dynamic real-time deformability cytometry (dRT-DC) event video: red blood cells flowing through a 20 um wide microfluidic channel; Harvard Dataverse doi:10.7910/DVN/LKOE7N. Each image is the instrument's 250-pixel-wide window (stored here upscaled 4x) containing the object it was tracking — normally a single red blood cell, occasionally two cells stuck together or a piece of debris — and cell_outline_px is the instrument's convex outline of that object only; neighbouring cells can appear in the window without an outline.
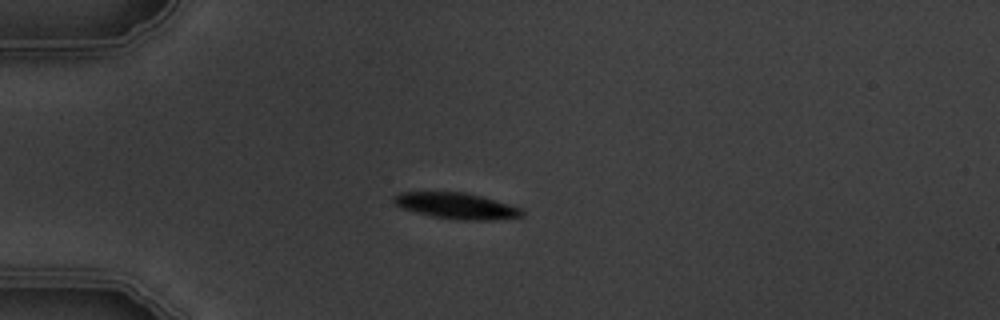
{"species": "common noctule bat (a hibernating species)", "species_latin": "Nyctalus noctula", "temperature_condition": "warm", "stored_images_in_passage": 7, "camera_frame_rate_fps": 3000, "um_per_image_px": 0.085, "animal": {"sex": "male", "body_mass_g": 19.5, "forearm_length_mm": 54.6}, "frame": {"image": 1, "passage_image": 3, "time_ms": 3.333, "image_size_px": [1000, 320], "cell_outline_px": [[524, 216], [492, 220], [460, 220], [432, 216], [400, 208], [392, 200], [392, 196], [400, 192], [464, 192], [480, 196], [508, 204], [520, 208], [524, 212]], "centroid_in_image_um": [38.76, 17.5], "position_along_channel_um": 46.2, "area_um2": 19.36}}
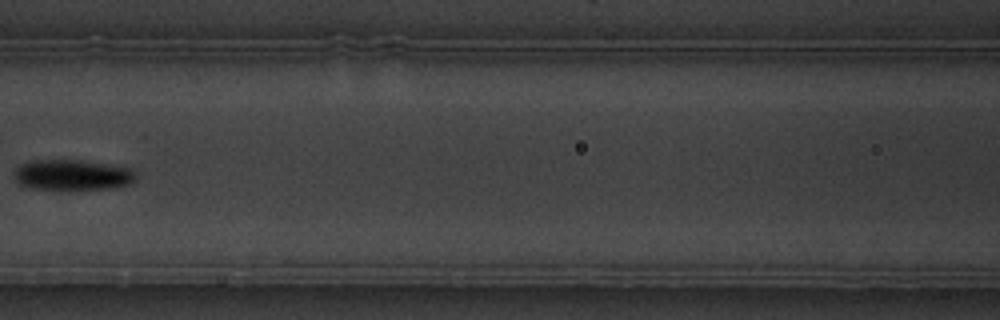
{"frame": {"image": 2, "passage_image": 6, "time_ms": 7.0, "image_size_px": [1000, 320], "cell_outline_px": [[136, 180], [128, 184], [112, 188], [32, 188], [20, 184], [16, 180], [16, 168], [20, 164], [28, 160], [84, 160], [128, 168], [136, 176]], "centroid_in_image_um": [6.13, 14.84], "position_along_channel_um": 160.5, "area_um2": 21.1}}
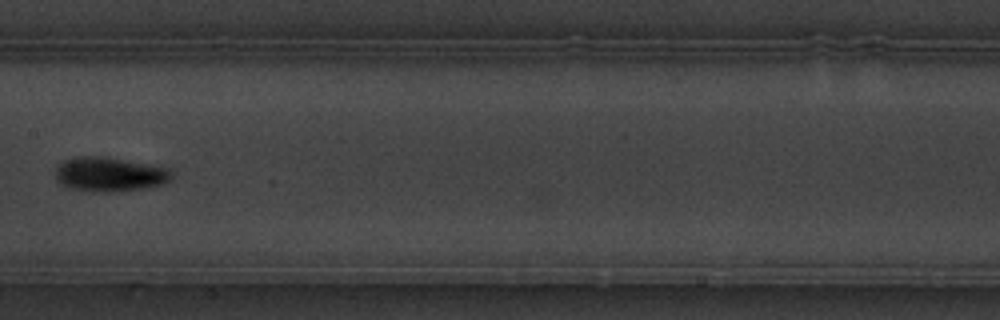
{"frame": {"image": 3, "passage_image": 7, "time_ms": 8.0, "image_size_px": [1000, 320], "cell_outline_px": [[172, 176], [168, 180], [160, 184], [140, 188], [108, 192], [96, 192], [72, 188], [60, 184], [56, 180], [56, 164], [64, 160], [80, 156], [108, 156], [172, 168]], "centroid_in_image_um": [9.29, 14.78], "position_along_channel_um": 198.1, "area_um2": 23.35}}